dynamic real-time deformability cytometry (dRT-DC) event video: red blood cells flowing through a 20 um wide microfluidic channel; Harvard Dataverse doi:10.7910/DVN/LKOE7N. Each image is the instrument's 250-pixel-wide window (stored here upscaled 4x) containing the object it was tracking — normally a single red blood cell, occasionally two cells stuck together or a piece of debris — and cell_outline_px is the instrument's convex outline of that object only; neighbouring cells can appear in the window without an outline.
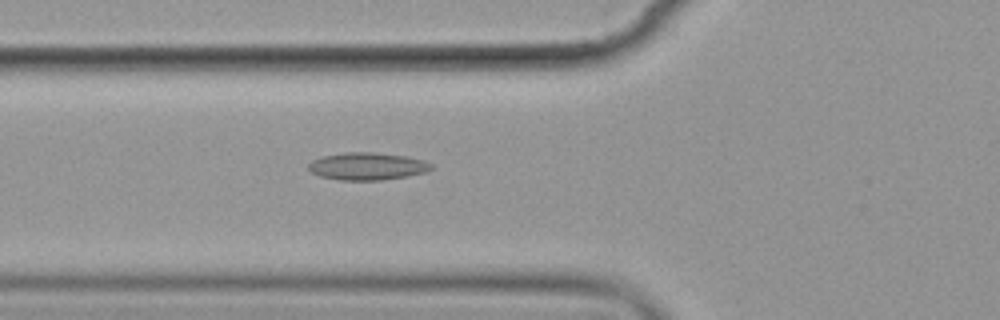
{"species": "common noctule bat (a hibernating species)", "species_latin": "Nyctalus noctula", "temperature_condition": "cold", "stored_images_in_passage": 7, "camera_frame_rate_fps": 3000, "um_per_image_px": 0.085, "animal": {"sex": "female", "body_mass_g": 19.9}, "frame": {"image": 1, "passage_image": 6, "time_ms": 5.667, "image_size_px": [1000, 320], "cell_outline_px": [[432, 168], [428, 172], [408, 176], [380, 180], [340, 180], [320, 176], [312, 172], [308, 168], [308, 164], [312, 160], [320, 156], [344, 152], [372, 152], [408, 156], [424, 160], [432, 164]], "centroid_in_image_um": [31.23, 14.12], "position_along_channel_um": 94.6, "area_um2": 19.83}}